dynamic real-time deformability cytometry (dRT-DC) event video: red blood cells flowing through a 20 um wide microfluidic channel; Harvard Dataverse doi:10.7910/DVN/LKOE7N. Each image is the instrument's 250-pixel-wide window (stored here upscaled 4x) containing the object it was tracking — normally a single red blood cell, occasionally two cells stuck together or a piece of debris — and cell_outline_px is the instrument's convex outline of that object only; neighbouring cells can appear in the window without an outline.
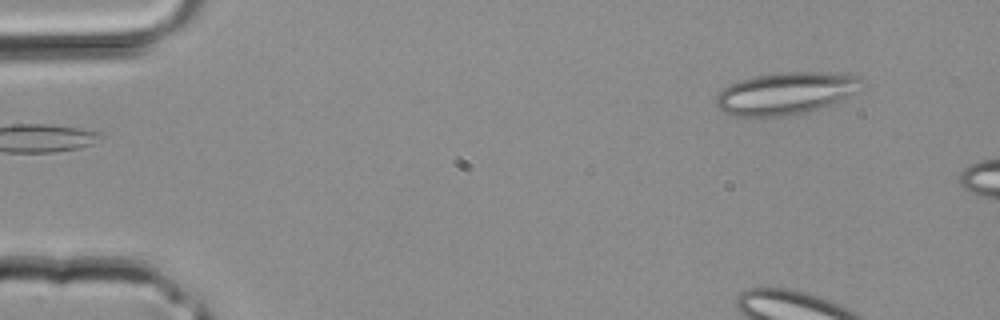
{"species": "common noctule bat (a hibernating species)", "species_latin": "Nyctalus noctula", "temperature_condition": "room temperature", "stored_images_in_passage": 4, "camera_frame_rate_fps": 3000, "um_per_image_px": 0.085, "animal": {"sex": "male", "body_mass_g": 20.4}, "frame": {"image": 1, "passage_image": 1, "time_ms": 0.0, "image_size_px": [1000, 320], "cell_outline_px": [[860, 92], [832, 104], [808, 112], [792, 116], [736, 116], [724, 112], [716, 104], [716, 96], [728, 84], [740, 80], [756, 76], [780, 72], [820, 72], [860, 76]], "centroid_in_image_um": [66.81, 7.94], "position_along_channel_um": 18.2, "area_um2": 35.84}}